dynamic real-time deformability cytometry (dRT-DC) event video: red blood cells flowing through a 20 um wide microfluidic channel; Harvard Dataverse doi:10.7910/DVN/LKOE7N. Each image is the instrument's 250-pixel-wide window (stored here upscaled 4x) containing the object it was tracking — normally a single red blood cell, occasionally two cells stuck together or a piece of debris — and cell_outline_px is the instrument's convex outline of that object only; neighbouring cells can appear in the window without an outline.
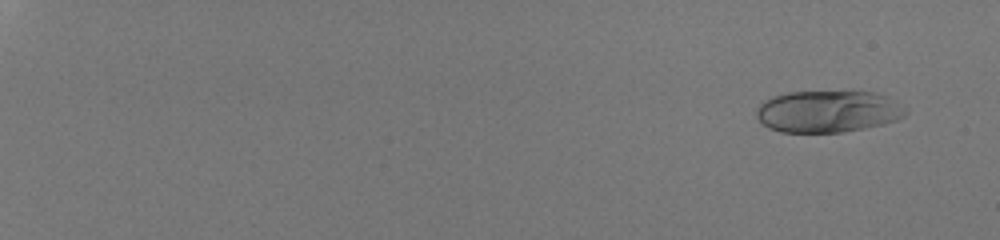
{"species": "human", "species_latin": "Homo sapiens", "temperature_condition": "room temperature", "stored_images_in_passage": 50, "camera_frame_rate_fps": 3000, "um_per_image_px": 0.085, "donor": {"sex": "male"}, "frame": {"image": 1, "passage_image": 1, "time_ms": 0.0, "image_size_px": [1000, 240], "cell_outline_px": [[908, 112], [904, 116], [896, 120], [884, 124], [844, 132], [780, 132], [768, 128], [756, 116], [756, 108], [764, 100], [772, 96], [788, 92], [852, 88], [872, 92], [888, 96], [908, 108]], "centroid_in_image_um": [70.42, 9.42], "position_along_channel_um": 14.6, "area_um2": 37.8}}
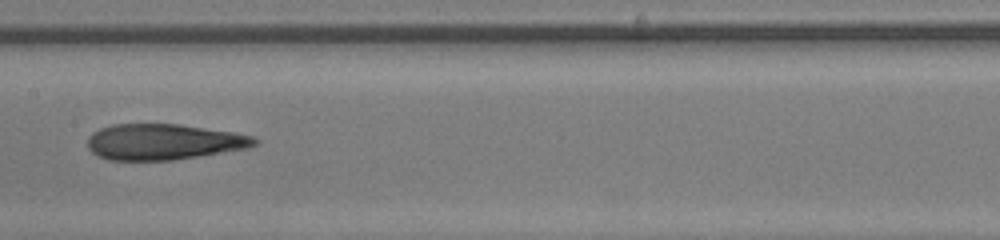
{"frame": {"image": 2, "passage_image": 30, "time_ms": 9.667, "image_size_px": [1000, 240], "cell_outline_px": [[260, 140], [256, 144], [248, 148], [172, 160], [108, 160], [96, 156], [88, 148], [88, 136], [92, 132], [100, 128], [112, 124], [180, 124], [232, 132], [252, 136]], "centroid_in_image_um": [13.87, 12.05], "position_along_channel_um": 193.5, "area_um2": 34.91}}
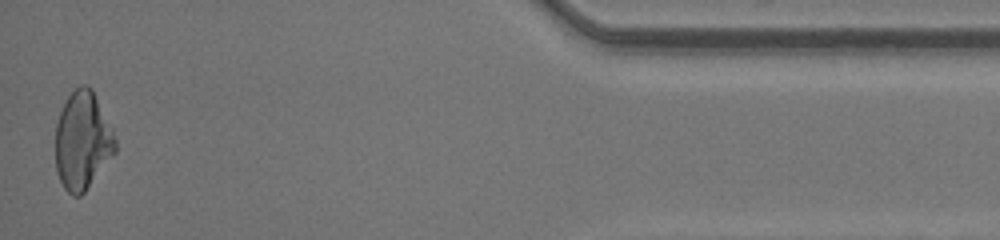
{"frame": {"image": 3, "passage_image": 50, "time_ms": 16.333, "image_size_px": [1000, 240], "cell_outline_px": [[116, 152], [84, 192], [80, 196], [72, 196], [64, 188], [56, 172], [56, 124], [60, 112], [68, 96], [80, 84], [84, 84], [92, 88], [112, 128], [116, 140]], "centroid_in_image_um": [7.02, 11.96], "position_along_channel_um": 428.2, "area_um2": 34.1}, "authors_computed_cell_mechanics": {"area_um2": 35.547, "velocity_mm_per_s": 4.3135, "shape_relaxation_time_tau1_ms": null, "shape_relaxation_time_tau2_ms": 1.5412, "deformation_change_tau1": null, "deformation_change_tau2": 0.1023}}